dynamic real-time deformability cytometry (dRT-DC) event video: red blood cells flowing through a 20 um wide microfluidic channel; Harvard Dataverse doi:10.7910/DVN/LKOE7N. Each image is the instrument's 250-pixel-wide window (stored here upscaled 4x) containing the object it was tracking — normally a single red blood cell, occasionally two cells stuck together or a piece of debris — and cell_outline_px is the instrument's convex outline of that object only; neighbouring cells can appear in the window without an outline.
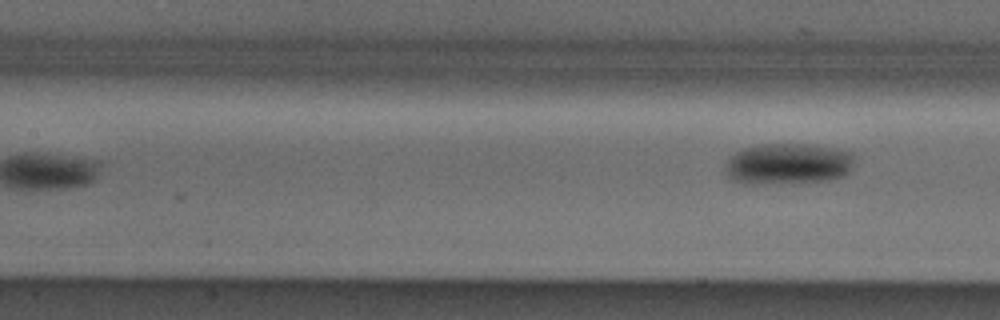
{"species": "Egyptian fruit bat (a non-hibernating species)", "species_latin": "Rousettus aegyptiacus", "temperature_condition": "cold", "stored_images_in_passage": 6, "camera_frame_rate_fps": 3000, "um_per_image_px": 0.085, "animal": {"sex": "male"}, "frame": {"image": 1, "passage_image": 6, "time_ms": 1.667, "image_size_px": [1000, 320], "cell_outline_px": [[856, 156], [848, 172], [840, 176], [828, 180], [756, 184], [748, 184], [736, 180], [728, 176], [724, 172], [724, 164], [736, 152], [744, 148], [760, 144], [804, 144], [840, 148], [856, 152]], "centroid_in_image_um": [67.0, 13.9], "position_along_channel_um": 140.4, "area_um2": 31.04}}